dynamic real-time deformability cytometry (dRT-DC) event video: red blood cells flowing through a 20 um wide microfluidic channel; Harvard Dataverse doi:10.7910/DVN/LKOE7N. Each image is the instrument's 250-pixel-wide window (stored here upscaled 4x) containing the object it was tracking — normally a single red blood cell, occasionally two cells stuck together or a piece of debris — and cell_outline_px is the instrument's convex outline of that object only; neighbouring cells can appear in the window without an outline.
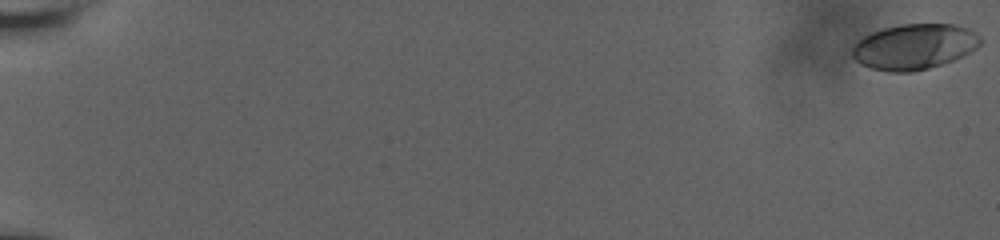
{"species": "human", "species_latin": "Homo sapiens", "temperature_condition": "room temperature", "stored_images_in_passage": 85, "camera_frame_rate_fps": 3000, "um_per_image_px": 0.085, "donor": {"sex": "male"}, "frame": {"image": 1, "passage_image": 1, "time_ms": 0.0, "image_size_px": [1000, 240], "cell_outline_px": [[984, 40], [976, 48], [964, 56], [944, 64], [912, 72], [888, 72], [872, 68], [860, 64], [852, 56], [852, 44], [856, 40], [872, 32], [884, 28], [900, 24], [952, 24], [968, 28], [976, 32]], "centroid_in_image_um": [77.72, 3.97], "position_along_channel_um": 7.3, "area_um2": 34.39}}
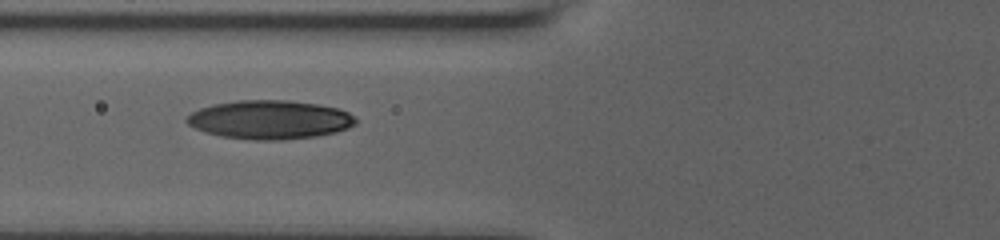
{"frame": {"image": 2, "passage_image": 55, "time_ms": 9.0, "image_size_px": [1000, 240], "cell_outline_px": [[356, 124], [348, 128], [336, 132], [316, 136], [280, 140], [252, 140], [220, 136], [204, 132], [188, 124], [184, 120], [192, 112], [200, 108], [212, 104], [236, 100], [288, 100], [316, 104], [336, 108], [348, 112], [356, 120]], "centroid_in_image_um": [22.9, 10.17], "position_along_channel_um": 102.9, "area_um2": 38.15}}
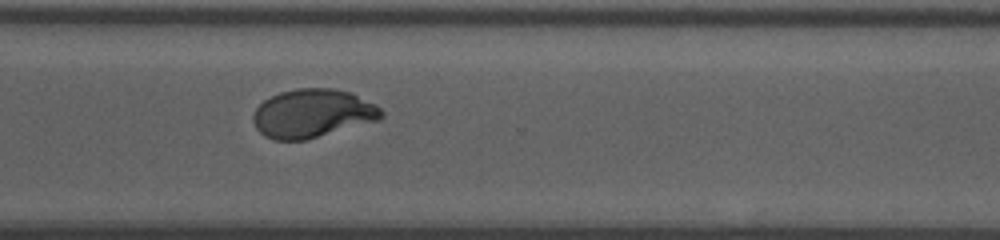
{"frame": {"image": 3, "passage_image": 84, "time_ms": 15.667, "image_size_px": [1000, 240], "cell_outline_px": [[384, 116], [380, 120], [304, 140], [272, 140], [264, 136], [256, 128], [252, 120], [252, 116], [256, 108], [264, 100], [280, 92], [296, 88], [332, 88], [352, 92], [376, 104], [384, 112]], "centroid_in_image_um": [26.58, 9.63], "position_along_channel_um": 344.0, "area_um2": 36.47}}